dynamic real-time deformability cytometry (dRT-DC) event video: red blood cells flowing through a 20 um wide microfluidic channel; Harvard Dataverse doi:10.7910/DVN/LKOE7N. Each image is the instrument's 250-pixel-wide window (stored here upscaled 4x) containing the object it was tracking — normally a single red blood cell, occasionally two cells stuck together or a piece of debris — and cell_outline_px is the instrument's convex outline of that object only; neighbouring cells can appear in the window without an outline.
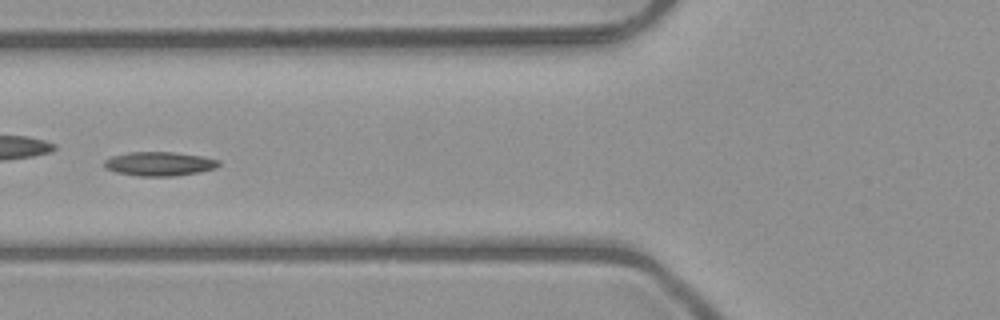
{"species": "common noctule bat (a hibernating species)", "species_latin": "Nyctalus noctula", "temperature_condition": "room temperature", "stored_images_in_passage": 37, "camera_frame_rate_fps": 3000, "um_per_image_px": 0.085, "animal": {"sex": "male", "body_mass_g": 23.1, "forearm_length_mm": 52.7}, "frame": {"image": 1, "passage_image": 6, "time_ms": 1.667, "image_size_px": [1000, 320], "cell_outline_px": [[220, 164], [216, 168], [200, 172], [176, 176], [140, 176], [116, 172], [104, 168], [104, 160], [112, 156], [128, 152], [172, 152], [204, 156], [220, 160]], "centroid_in_image_um": [13.56, 13.92], "position_along_channel_um": 112.2, "area_um2": 16.18}, "authors_computed_cell_mechanics": {"area_um2": 15.3748, "velocity_mm_per_s": 4.0067, "shape_relaxation_time_tau1_ms": 4.1801, "shape_relaxation_time_tau2_ms": 3.6756, "deformation_change_tau1": 0.1403, "deformation_change_tau2": 0.0882}}